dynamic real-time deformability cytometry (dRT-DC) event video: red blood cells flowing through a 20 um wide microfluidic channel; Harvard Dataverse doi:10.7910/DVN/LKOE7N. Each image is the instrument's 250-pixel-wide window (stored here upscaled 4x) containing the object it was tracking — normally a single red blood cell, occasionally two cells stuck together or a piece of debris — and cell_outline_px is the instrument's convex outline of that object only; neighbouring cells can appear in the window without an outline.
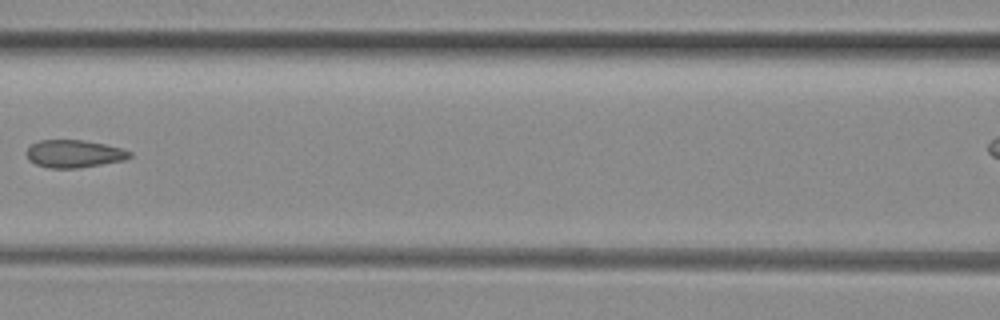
{"species": "common noctule bat (a hibernating species)", "species_latin": "Nyctalus noctula", "temperature_condition": "room temperature", "stored_images_in_passage": 7, "segment_of_instrument_passage": [1, 2], "camera_frame_rate_fps": 3000, "um_per_image_px": 0.085, "animal": {"sex": "female", "body_mass_g": 29.2, "forearm_length_mm": 56.3}, "frame": {"image": 1, "passage_image": 5, "time_ms": 1.333, "image_size_px": [1000, 320], "cell_outline_px": [[132, 156], [124, 160], [80, 168], [48, 168], [36, 164], [28, 160], [24, 152], [32, 144], [40, 140], [84, 140], [104, 144], [120, 148], [132, 152]], "centroid_in_image_um": [6.27, 13.07], "position_along_channel_um": 160.3, "area_um2": 16.7}}
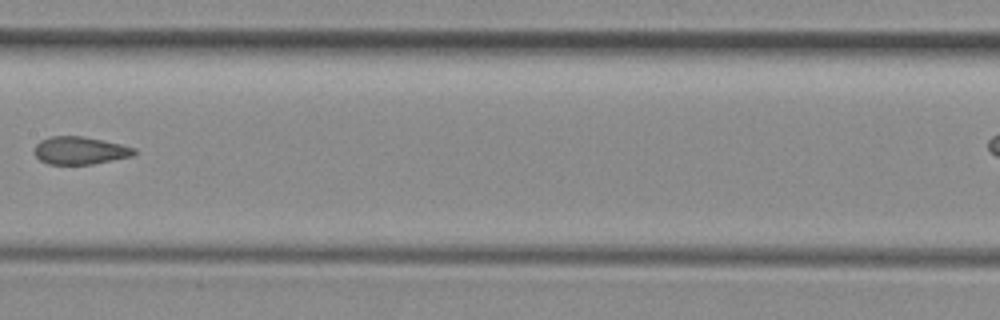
{"frame": {"image": 2, "passage_image": 6, "time_ms": 1.667, "image_size_px": [1000, 320], "cell_outline_px": [[136, 156], [92, 164], [48, 164], [40, 160], [36, 156], [36, 144], [40, 140], [48, 136], [80, 136], [104, 140], [136, 148]], "centroid_in_image_um": [6.84, 12.79], "position_along_channel_um": 200.6, "area_um2": 16.18}}